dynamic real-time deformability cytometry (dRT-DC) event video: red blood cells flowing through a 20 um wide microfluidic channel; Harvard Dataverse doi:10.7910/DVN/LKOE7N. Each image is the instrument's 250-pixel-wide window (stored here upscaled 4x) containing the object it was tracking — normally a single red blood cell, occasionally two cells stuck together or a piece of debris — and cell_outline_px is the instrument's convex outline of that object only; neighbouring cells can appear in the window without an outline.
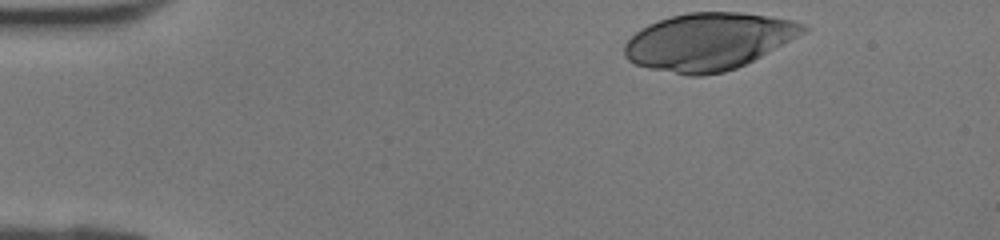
{"species": "human", "species_latin": "Homo sapiens", "temperature_condition": "room temperature", "stored_images_in_passage": 30, "camera_frame_rate_fps": 3000, "um_per_image_px": 0.085, "donor": {"sex": "female"}, "frame": {"image": 1, "passage_image": 1, "time_ms": 0.0, "image_size_px": [1000, 240], "cell_outline_px": [[808, 32], [736, 68], [724, 72], [700, 76], [688, 76], [648, 68], [636, 64], [628, 60], [624, 56], [624, 44], [640, 28], [648, 24], [672, 16], [688, 12], [744, 12], [792, 20], [808, 24]], "centroid_in_image_um": [60.24, 3.52], "position_along_channel_um": 24.8, "area_um2": 59.59}}
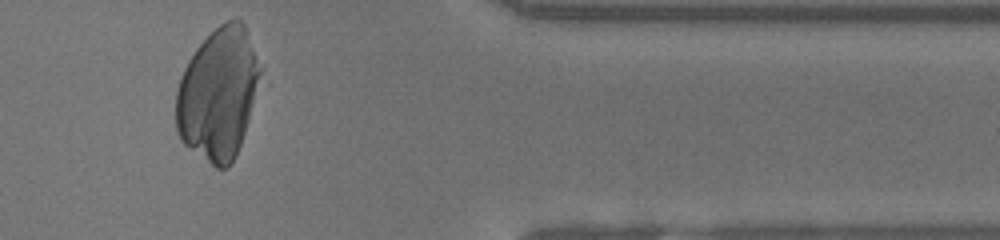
{"frame": {"image": 2, "passage_image": 30, "time_ms": 9.667, "image_size_px": [1000, 240], "cell_outline_px": [[260, 72], [248, 120], [236, 156], [224, 168], [216, 168], [184, 144], [180, 140], [176, 132], [176, 92], [184, 68], [188, 60], [196, 48], [220, 24], [236, 16], [244, 24], [260, 68]], "centroid_in_image_um": [18.5, 7.97], "position_along_channel_um": 392.9, "area_um2": 63.52}}